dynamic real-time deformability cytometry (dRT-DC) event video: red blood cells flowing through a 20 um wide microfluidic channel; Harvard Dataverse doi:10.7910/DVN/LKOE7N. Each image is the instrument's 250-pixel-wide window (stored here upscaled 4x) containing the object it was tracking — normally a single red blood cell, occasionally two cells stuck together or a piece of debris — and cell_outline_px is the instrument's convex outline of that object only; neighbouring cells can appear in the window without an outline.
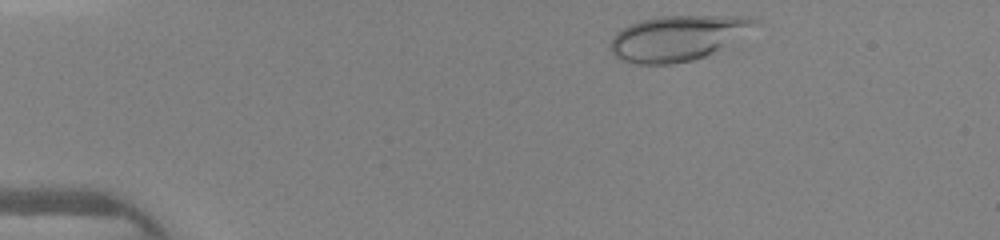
{"species": "human", "species_latin": "Homo sapiens", "temperature_condition": "warm", "stored_images_in_passage": 32, "camera_frame_rate_fps": 3000, "um_per_image_px": 0.085, "donor": {"sex": "female"}, "frame": {"image": 1, "passage_image": 1, "time_ms": 0.0, "image_size_px": [1000, 240], "cell_outline_px": [[760, 20], [756, 24], [712, 52], [704, 56], [692, 60], [668, 64], [636, 64], [620, 60], [612, 52], [612, 40], [616, 32], [628, 24], [640, 20], [664, 16], [748, 16]], "centroid_in_image_um": [57.5, 3.22], "position_along_channel_um": 27.5, "area_um2": 37.05}}
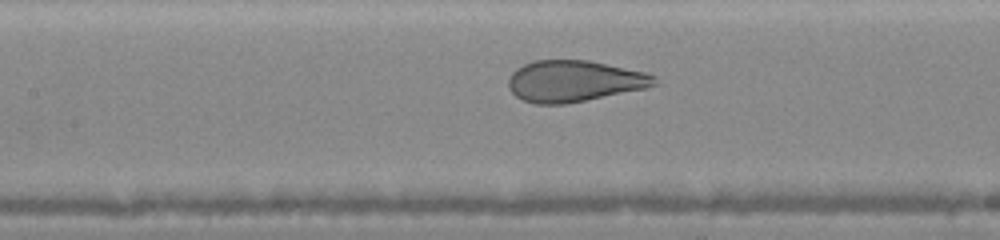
{"frame": {"image": 2, "passage_image": 15, "time_ms": 4.667, "image_size_px": [1000, 240], "cell_outline_px": [[656, 84], [644, 88], [568, 104], [536, 104], [524, 100], [516, 96], [508, 88], [508, 76], [516, 68], [524, 64], [536, 60], [588, 60], [644, 72], [656, 76]], "centroid_in_image_um": [48.75, 6.89], "position_along_channel_um": 158.6, "area_um2": 35.03}}
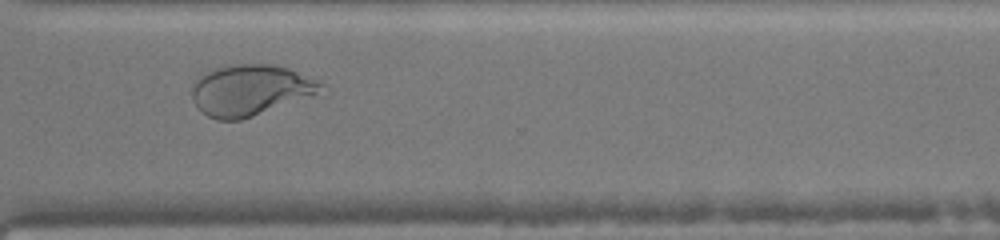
{"frame": {"image": 3, "passage_image": 28, "time_ms": 9.0, "image_size_px": [1000, 240], "cell_outline_px": [[324, 84], [316, 92], [252, 116], [240, 120], [216, 120], [200, 112], [192, 100], [192, 88], [196, 80], [200, 76], [220, 64], [272, 64], [288, 68], [320, 80]], "centroid_in_image_um": [21.17, 7.63], "position_along_channel_um": 349.4, "area_um2": 37.8}}